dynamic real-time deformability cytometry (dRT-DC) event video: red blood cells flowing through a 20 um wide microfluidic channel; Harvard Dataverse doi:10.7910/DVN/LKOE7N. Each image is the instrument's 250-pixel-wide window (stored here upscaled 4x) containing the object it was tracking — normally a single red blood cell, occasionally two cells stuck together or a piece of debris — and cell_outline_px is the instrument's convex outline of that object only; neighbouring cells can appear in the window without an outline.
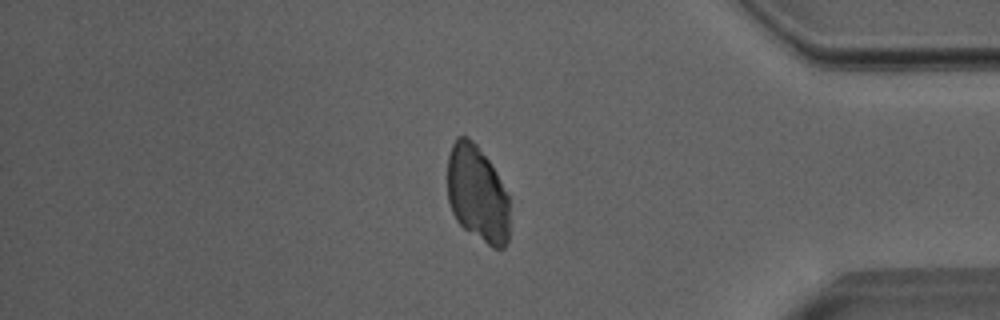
{"species": "Egyptian fruit bat (a non-hibernating species)", "species_latin": "Rousettus aegyptiacus", "temperature_condition": "room temperature", "stored_images_in_passage": 51, "camera_frame_rate_fps": 3000, "um_per_image_px": 0.085, "animal": {"sex": "male"}, "frame": {"image": 1, "passage_image": 43, "time_ms": 14.0, "image_size_px": [1000, 320], "cell_outline_px": [[508, 240], [504, 248], [492, 248], [464, 228], [456, 220], [452, 212], [448, 200], [448, 156], [452, 144], [456, 136], [464, 136], [472, 140], [476, 144], [488, 160], [496, 172], [508, 196]], "centroid_in_image_um": [40.56, 16.47], "position_along_channel_um": 394.6, "area_um2": 34.8}}
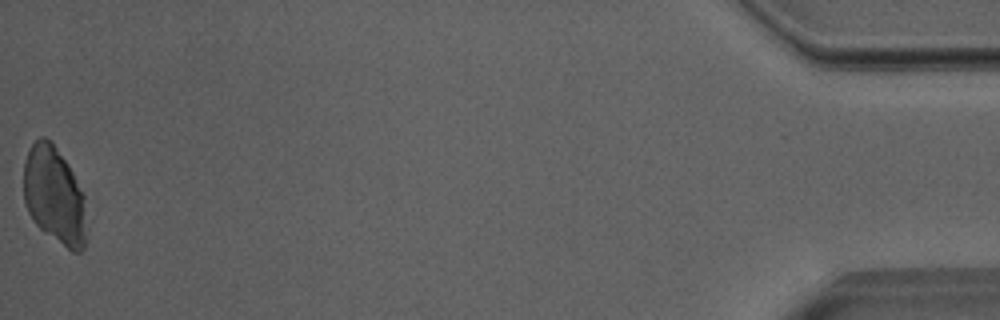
{"frame": {"image": 2, "passage_image": 51, "time_ms": 16.667, "image_size_px": [1000, 320], "cell_outline_px": [[88, 236], [84, 248], [80, 252], [72, 252], [44, 232], [32, 220], [24, 204], [24, 164], [28, 152], [32, 144], [40, 136], [44, 136], [52, 140], [68, 164], [84, 196], [88, 228]], "centroid_in_image_um": [4.65, 16.65], "position_along_channel_um": 430.6, "area_um2": 36.24}}